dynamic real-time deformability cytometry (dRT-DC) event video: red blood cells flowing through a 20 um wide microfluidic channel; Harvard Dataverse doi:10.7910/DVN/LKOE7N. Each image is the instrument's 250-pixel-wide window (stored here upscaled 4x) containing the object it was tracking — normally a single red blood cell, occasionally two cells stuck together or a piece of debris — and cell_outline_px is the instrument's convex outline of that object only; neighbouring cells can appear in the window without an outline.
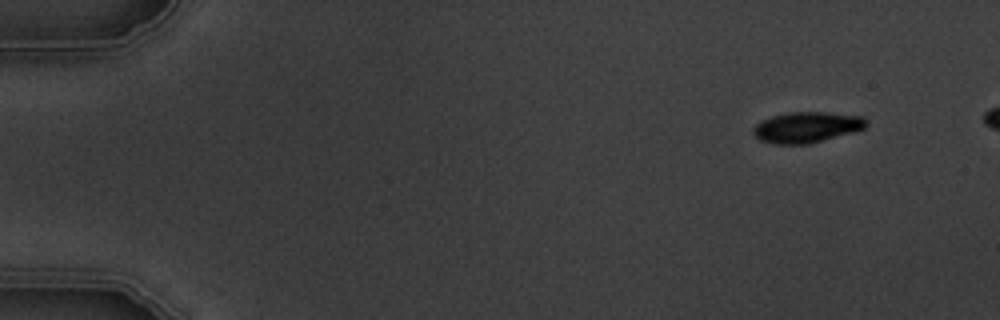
{"species": "common noctule bat (a hibernating species)", "species_latin": "Nyctalus noctula", "temperature_condition": "warm", "stored_images_in_passage": 4, "camera_frame_rate_fps": 3000, "um_per_image_px": 0.085, "animal": {"sex": "male", "body_mass_g": 19.5, "forearm_length_mm": 54.6}, "frame": {"image": 1, "passage_image": 1, "time_ms": 0.0, "image_size_px": [1000, 320], "cell_outline_px": [[864, 128], [852, 132], [808, 144], [776, 144], [760, 140], [752, 132], [752, 128], [756, 124], [772, 116], [788, 112], [824, 112], [864, 116]], "centroid_in_image_um": [68.52, 10.81], "position_along_channel_um": 16.5, "area_um2": 19.94}}